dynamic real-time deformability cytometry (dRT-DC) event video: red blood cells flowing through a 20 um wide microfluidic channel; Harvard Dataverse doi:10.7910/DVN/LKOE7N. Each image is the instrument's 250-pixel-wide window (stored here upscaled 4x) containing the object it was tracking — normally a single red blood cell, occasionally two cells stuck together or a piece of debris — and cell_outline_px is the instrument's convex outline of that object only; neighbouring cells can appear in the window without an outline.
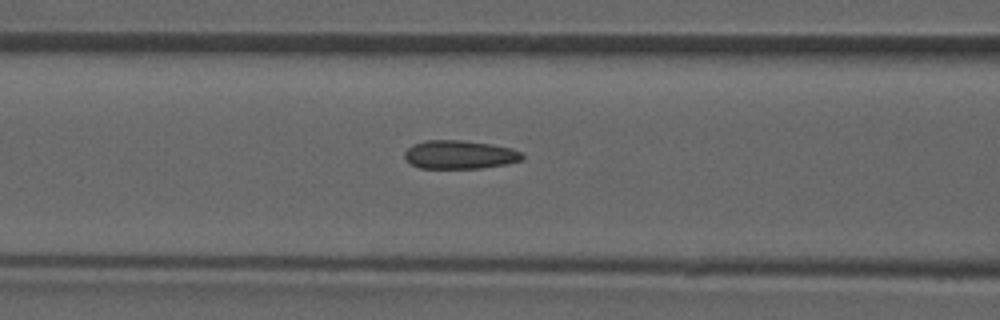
{"species": "common noctule bat (a hibernating species)", "species_latin": "Nyctalus noctula", "temperature_condition": "room temperature", "stored_images_in_passage": 8, "camera_frame_rate_fps": 3000, "um_per_image_px": 0.085, "animal": {"sex": "male", "forearm_length_mm": 52.5}, "frame": {"image": 1, "passage_image": 8, "time_ms": 8.667, "image_size_px": [1000, 320], "cell_outline_px": [[524, 156], [520, 160], [504, 164], [480, 168], [420, 168], [404, 160], [404, 152], [412, 144], [424, 140], [460, 140], [492, 144], [512, 148], [524, 152]], "centroid_in_image_um": [39.05, 13.13], "position_along_channel_um": 127.6, "area_um2": 19.65}}